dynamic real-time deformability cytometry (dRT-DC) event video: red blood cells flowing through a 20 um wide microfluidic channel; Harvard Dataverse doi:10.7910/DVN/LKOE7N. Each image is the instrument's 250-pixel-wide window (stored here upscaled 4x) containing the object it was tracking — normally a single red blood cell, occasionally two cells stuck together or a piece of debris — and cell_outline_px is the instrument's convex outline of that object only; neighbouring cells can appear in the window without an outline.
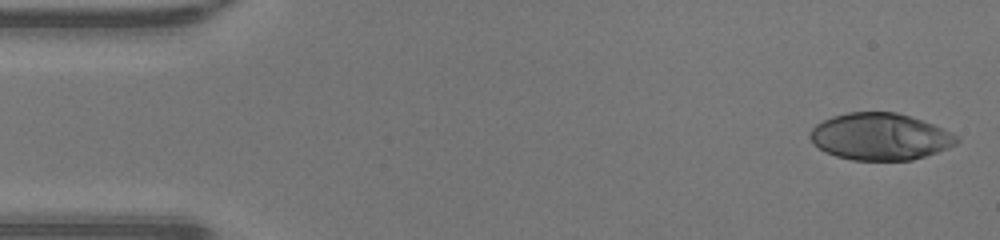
{"species": "human", "species_latin": "Homo sapiens", "temperature_condition": "warm", "stored_images_in_passage": 47, "camera_frame_rate_fps": 3000, "um_per_image_px": 0.085, "donor": {"sex": "male"}, "frame": {"image": 1, "passage_image": 1, "time_ms": 0.0, "image_size_px": [1000, 240], "cell_outline_px": [[960, 140], [956, 144], [948, 148], [912, 160], [852, 160], [836, 156], [812, 144], [808, 136], [812, 128], [816, 124], [832, 116], [848, 112], [896, 112], [932, 124], [952, 132]], "centroid_in_image_um": [74.78, 11.61], "position_along_channel_um": 10.2, "area_um2": 39.88}}
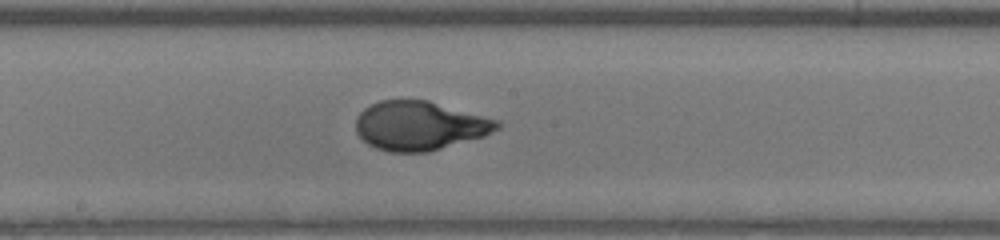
{"frame": {"image": 2, "passage_image": 24, "time_ms": 7.667, "image_size_px": [1000, 240], "cell_outline_px": [[504, 124], [500, 128], [484, 136], [428, 152], [388, 152], [376, 148], [368, 144], [356, 132], [356, 116], [364, 108], [380, 100], [428, 100], [500, 120]], "centroid_in_image_um": [35.69, 10.68], "position_along_channel_um": 212.5, "area_um2": 40.58}}
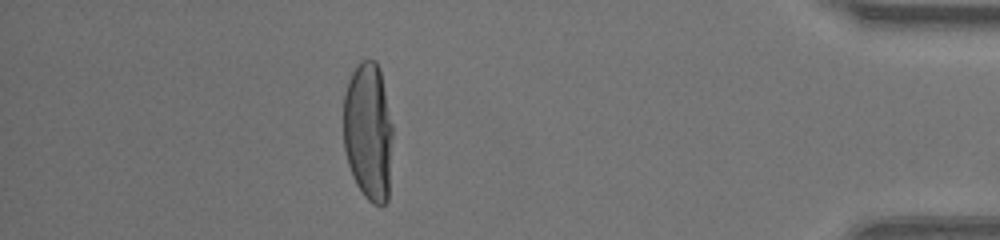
{"frame": {"image": 3, "passage_image": 41, "time_ms": 13.333, "image_size_px": [1000, 240], "cell_outline_px": [[392, 136], [388, 200], [384, 204], [372, 204], [364, 196], [356, 184], [352, 176], [344, 152], [344, 92], [348, 80], [356, 64], [364, 60], [376, 60], [380, 68], [392, 124]], "centroid_in_image_um": [31.29, 11.17], "position_along_channel_um": 403.9, "area_um2": 40.0}, "authors_computed_cell_mechanics": {"area_um2": 40.46, "velocity_mm_per_s": 4.307, "shape_relaxation_time_tau1_ms": 5.403, "shape_relaxation_time_tau2_ms": null, "deformation_change_tau1": 0.3163, "deformation_change_tau2": null}}